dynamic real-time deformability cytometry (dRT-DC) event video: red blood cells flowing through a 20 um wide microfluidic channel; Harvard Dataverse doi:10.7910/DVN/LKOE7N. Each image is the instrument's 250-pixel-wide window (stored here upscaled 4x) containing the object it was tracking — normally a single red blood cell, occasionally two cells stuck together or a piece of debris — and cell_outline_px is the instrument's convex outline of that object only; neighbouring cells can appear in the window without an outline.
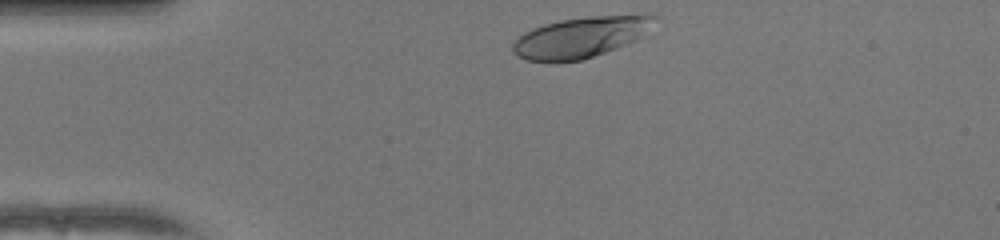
{"species": "human", "species_latin": "Homo sapiens", "temperature_condition": "warm", "stored_images_in_passage": 31, "camera_frame_rate_fps": 3000, "um_per_image_px": 0.085, "donor": {"sex": "female"}, "frame": {"image": 1, "passage_image": 1, "time_ms": 0.0, "image_size_px": [1000, 240], "cell_outline_px": [[660, 16], [644, 36], [636, 40], [616, 48], [580, 60], [528, 60], [516, 56], [512, 52], [512, 44], [524, 32], [532, 28], [544, 24], [560, 20], [588, 16], [644, 12], [648, 12]], "centroid_in_image_um": [49.49, 3.09], "position_along_channel_um": 35.5, "area_um2": 34.04}}
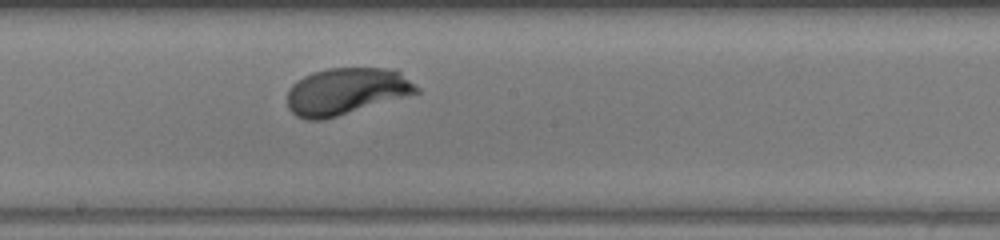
{"frame": {"image": 2, "passage_image": 18, "time_ms": 5.667, "image_size_px": [1000, 240], "cell_outline_px": [[420, 92], [324, 120], [308, 120], [296, 116], [288, 108], [288, 88], [296, 80], [312, 72], [328, 68], [384, 68], [400, 72], [420, 88]], "centroid_in_image_um": [29.39, 7.76], "position_along_channel_um": 218.8, "area_um2": 35.2}}
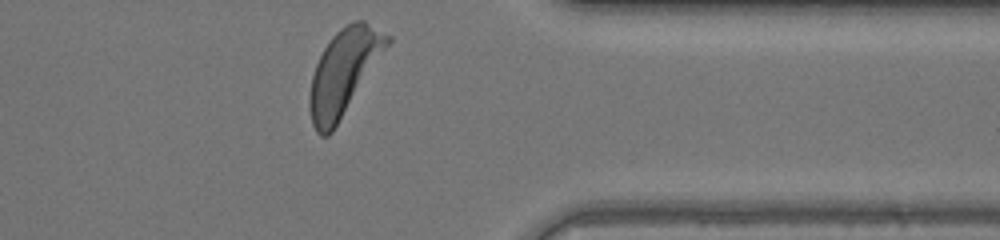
{"frame": {"image": 3, "passage_image": 31, "time_ms": 10.0, "image_size_px": [1000, 240], "cell_outline_px": [[392, 40], [332, 132], [328, 136], [320, 136], [316, 132], [312, 124], [308, 104], [308, 96], [312, 76], [316, 64], [324, 48], [332, 36], [340, 28], [352, 20], [364, 20], [392, 36]], "centroid_in_image_um": [29.21, 6.11], "position_along_channel_um": 382.2, "area_um2": 38.38}, "authors_computed_cell_mechanics": {"area_um2": 34.5644, "velocity_mm_per_s": 4.0178, "shape_relaxation_time_tau1_ms": 2.2219, "shape_relaxation_time_tau2_ms": null, "deformation_change_tau1": 0.1659, "deformation_change_tau2": null}}